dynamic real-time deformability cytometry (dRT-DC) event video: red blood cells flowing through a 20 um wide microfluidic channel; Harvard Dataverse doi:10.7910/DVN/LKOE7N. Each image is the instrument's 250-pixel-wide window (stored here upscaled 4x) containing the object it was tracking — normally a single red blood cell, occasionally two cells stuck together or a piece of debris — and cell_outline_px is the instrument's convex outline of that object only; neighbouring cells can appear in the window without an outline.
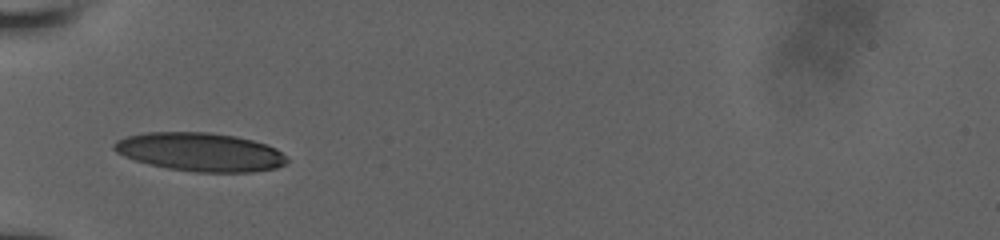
{"species": "human", "species_latin": "Homo sapiens", "temperature_condition": "room temperature", "stored_images_in_passage": 8, "camera_frame_rate_fps": 3000, "um_per_image_px": 0.085, "donor": {"sex": "male"}, "frame": {"image": 1, "passage_image": 1, "time_ms": 0.0, "image_size_px": [1000, 240], "cell_outline_px": [[288, 160], [284, 164], [276, 168], [252, 172], [196, 172], [168, 168], [148, 164], [124, 156], [116, 152], [112, 148], [112, 144], [116, 140], [128, 136], [144, 132], [208, 132], [236, 136], [252, 140], [276, 148]], "centroid_in_image_um": [16.98, 12.91], "position_along_channel_um": 68.0, "area_um2": 38.73}}
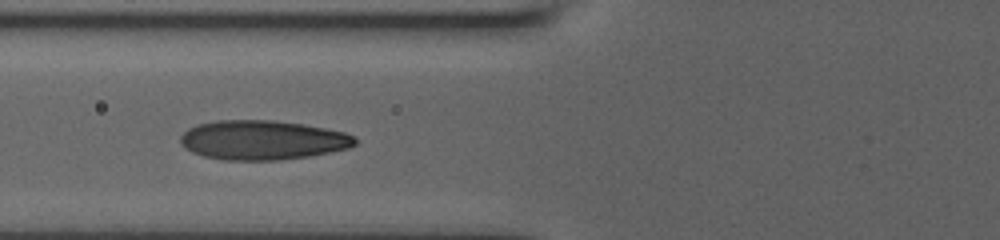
{"frame": {"image": 2, "passage_image": 7, "time_ms": 1.0, "image_size_px": [1000, 240], "cell_outline_px": [[356, 144], [348, 148], [308, 156], [280, 160], [224, 160], [204, 156], [192, 152], [184, 148], [180, 144], [180, 136], [188, 128], [196, 124], [216, 120], [272, 120], [304, 124], [344, 132], [352, 136], [356, 140]], "centroid_in_image_um": [22.26, 11.9], "position_along_channel_um": 103.5, "area_um2": 40.11}}